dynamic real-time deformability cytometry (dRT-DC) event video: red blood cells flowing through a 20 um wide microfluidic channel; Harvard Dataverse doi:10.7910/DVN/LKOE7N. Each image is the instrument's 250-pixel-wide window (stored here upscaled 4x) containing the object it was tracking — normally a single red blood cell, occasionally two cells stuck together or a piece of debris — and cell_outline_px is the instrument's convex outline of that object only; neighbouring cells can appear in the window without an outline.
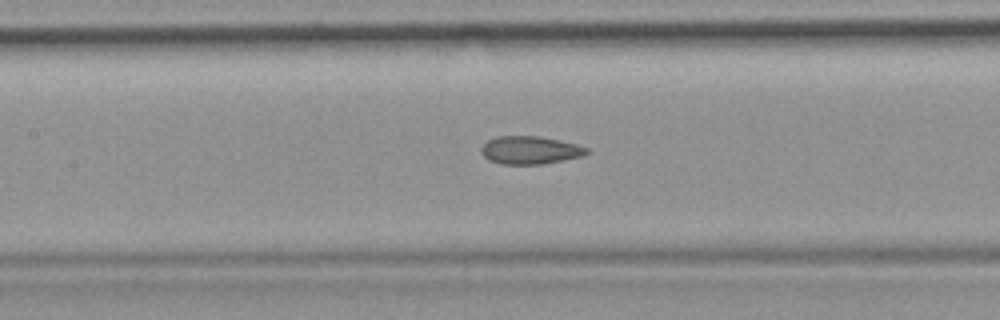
{"species": "common noctule bat (a hibernating species)", "species_latin": "Nyctalus noctula", "temperature_condition": "room temperature", "stored_images_in_passage": 37, "camera_frame_rate_fps": 3000, "um_per_image_px": 0.085, "animal": {"sex": "female", "body_mass_g": 19.9}, "frame": {"image": 1, "passage_image": 11, "time_ms": 3.333, "image_size_px": [1000, 320], "cell_outline_px": [[592, 152], [584, 156], [544, 164], [500, 164], [488, 160], [480, 152], [480, 148], [488, 140], [500, 136], [536, 136], [576, 144], [588, 148]], "centroid_in_image_um": [45.07, 12.78], "position_along_channel_um": 162.3, "area_um2": 17.22}}